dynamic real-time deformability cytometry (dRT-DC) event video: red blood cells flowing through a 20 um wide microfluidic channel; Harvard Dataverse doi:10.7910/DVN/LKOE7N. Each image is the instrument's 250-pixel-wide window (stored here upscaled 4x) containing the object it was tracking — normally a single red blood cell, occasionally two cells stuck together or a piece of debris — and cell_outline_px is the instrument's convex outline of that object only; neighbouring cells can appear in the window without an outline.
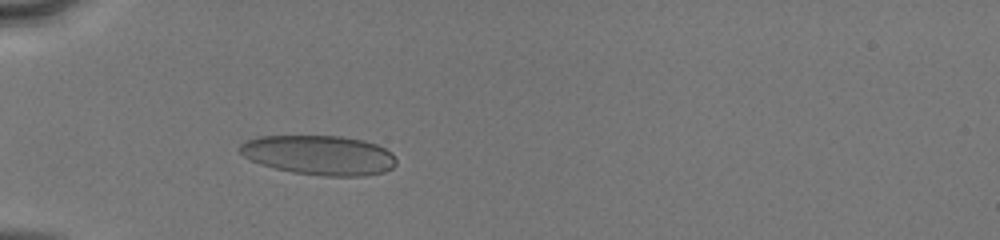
{"species": "human", "species_latin": "Homo sapiens", "temperature_condition": "cold", "stored_images_in_passage": 49, "camera_frame_rate_fps": 3000, "um_per_image_px": 0.085, "donor": {"sex": "male"}, "frame": {"image": 1, "passage_image": 15, "time_ms": 4.667, "image_size_px": [1000, 240], "cell_outline_px": [[396, 164], [392, 168], [384, 172], [364, 176], [324, 176], [292, 172], [260, 164], [244, 156], [240, 152], [240, 144], [248, 140], [260, 136], [340, 136], [364, 140], [376, 144], [392, 152], [396, 160]], "centroid_in_image_um": [27.17, 13.19], "position_along_channel_um": 57.8, "area_um2": 36.01}}
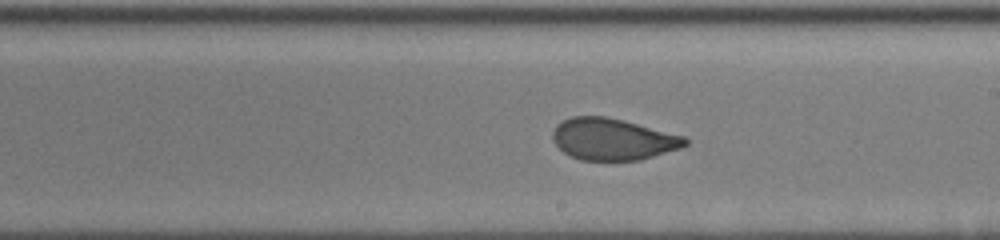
{"frame": {"image": 2, "passage_image": 29, "time_ms": 9.333, "image_size_px": [1000, 240], "cell_outline_px": [[688, 144], [680, 148], [640, 160], [580, 160], [568, 156], [552, 140], [552, 132], [556, 124], [572, 116], [604, 116], [624, 120], [684, 136], [688, 140]], "centroid_in_image_um": [52.06, 11.83], "position_along_channel_um": 236.9, "area_um2": 32.19}}
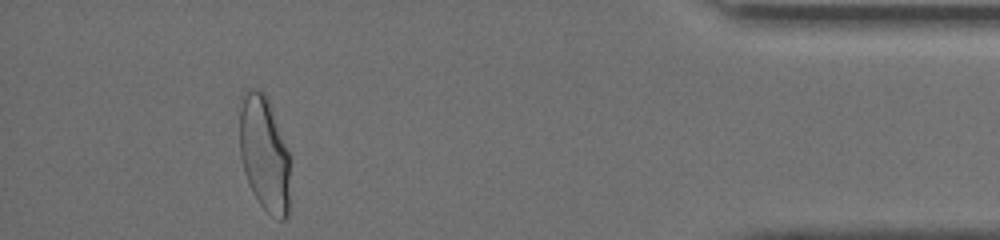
{"frame": {"image": 3, "passage_image": 45, "time_ms": 14.667, "image_size_px": [1000, 240], "cell_outline_px": [[288, 216], [284, 220], [280, 220], [268, 212], [260, 204], [252, 192], [244, 172], [240, 156], [240, 96], [244, 88], [256, 88], [264, 92], [268, 100], [288, 152]], "centroid_in_image_um": [22.42, 13.02], "position_along_channel_um": 412.8, "area_um2": 33.64}, "authors_computed_cell_mechanics": {"area_um2": 33.7552, "velocity_mm_per_s": 4.137, "shape_relaxation_time_tau1_ms": null, "shape_relaxation_time_tau2_ms": 0.7603, "deformation_change_tau1": null, "deformation_change_tau2": 0.0607}}